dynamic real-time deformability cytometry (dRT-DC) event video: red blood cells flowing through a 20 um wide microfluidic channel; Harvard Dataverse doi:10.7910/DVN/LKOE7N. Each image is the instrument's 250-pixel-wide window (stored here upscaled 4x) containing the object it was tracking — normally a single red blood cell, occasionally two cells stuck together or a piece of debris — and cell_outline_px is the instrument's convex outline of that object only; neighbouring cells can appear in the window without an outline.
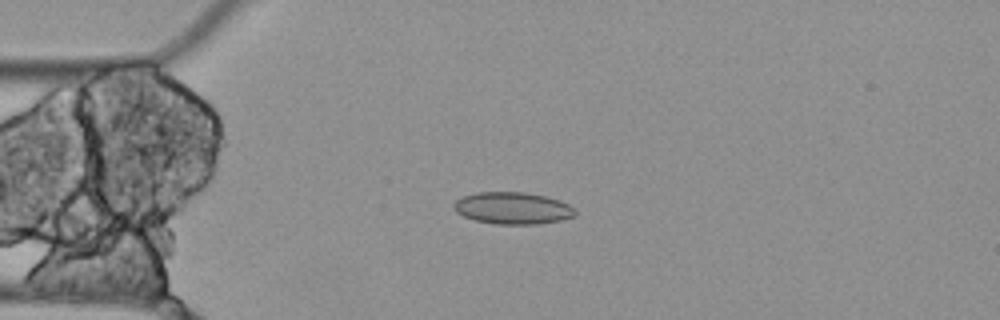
{"species": "Egyptian fruit bat (a non-hibernating species)", "species_latin": "Rousettus aegyptiacus", "temperature_condition": "cold", "stored_images_in_passage": 9, "camera_frame_rate_fps": 3000, "um_per_image_px": 0.085, "animal": {"sex": "female"}, "frame": {"image": 1, "passage_image": 4, "time_ms": 1.0, "image_size_px": [1000, 320], "cell_outline_px": [[576, 216], [560, 220], [536, 224], [496, 224], [476, 220], [464, 216], [456, 212], [452, 208], [452, 204], [456, 200], [464, 196], [476, 192], [524, 192], [544, 196], [560, 200], [568, 204], [576, 212]], "centroid_in_image_um": [43.56, 17.69], "position_along_channel_um": 41.4, "area_um2": 22.54}}
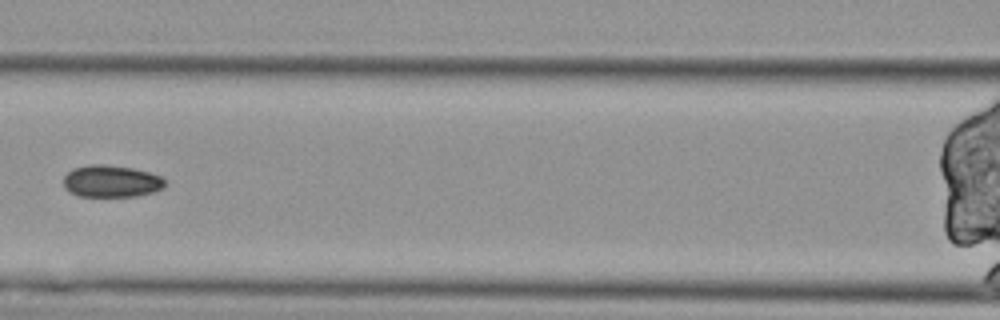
{"frame": {"image": 2, "passage_image": 7, "time_ms": 2.0, "image_size_px": [1000, 320], "cell_outline_px": [[164, 188], [152, 192], [136, 196], [80, 196], [64, 188], [64, 176], [72, 168], [88, 164], [104, 164], [132, 168], [148, 172], [160, 176], [164, 180]], "centroid_in_image_um": [9.43, 15.39], "position_along_channel_um": 157.2, "area_um2": 18.84}}
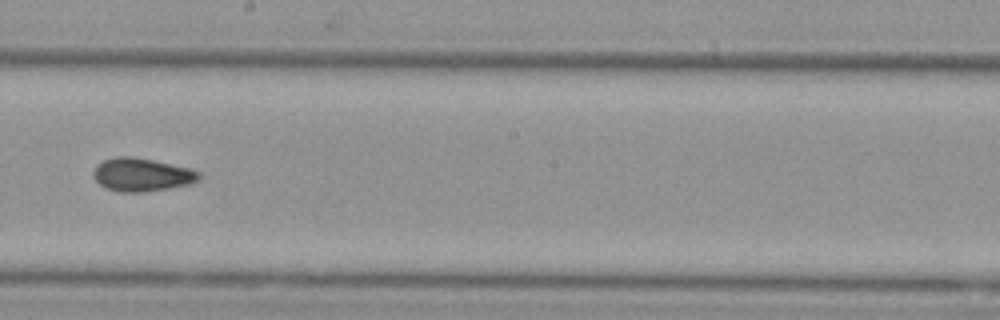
{"frame": {"image": 3, "passage_image": 9, "time_ms": 2.667, "image_size_px": [1000, 320], "cell_outline_px": [[200, 180], [188, 184], [168, 188], [140, 192], [120, 192], [104, 188], [92, 176], [92, 172], [96, 164], [104, 160], [116, 156], [132, 156], [192, 168], [200, 172]], "centroid_in_image_um": [12.03, 14.84], "position_along_channel_um": 236.2, "area_um2": 20.58}}